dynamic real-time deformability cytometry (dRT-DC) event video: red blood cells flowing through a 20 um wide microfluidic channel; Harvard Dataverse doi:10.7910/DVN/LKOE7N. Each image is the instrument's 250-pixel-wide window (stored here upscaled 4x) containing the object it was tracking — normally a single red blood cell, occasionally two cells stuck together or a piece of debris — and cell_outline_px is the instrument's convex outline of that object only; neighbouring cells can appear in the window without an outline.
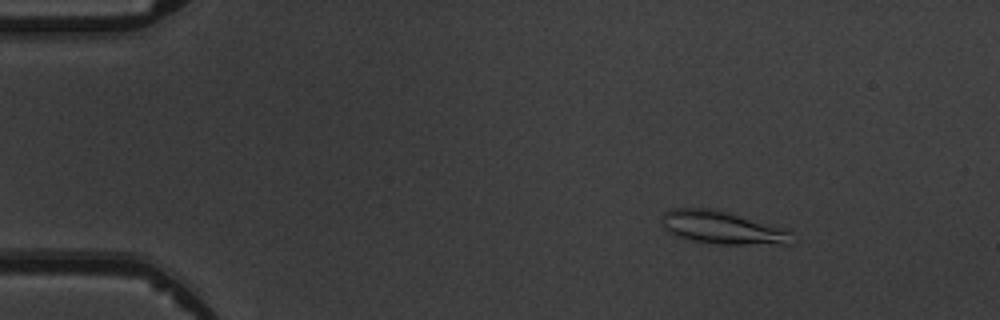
{"species": "common noctule bat (a hibernating species)", "species_latin": "Nyctalus noctula", "temperature_condition": "warm", "stored_images_in_passage": 6, "camera_frame_rate_fps": 3000, "um_per_image_px": 0.085, "animal": {"sex": "male", "body_mass_g": 19.5, "forearm_length_mm": 54.6}, "frame": {"image": 1, "passage_image": 3, "time_ms": 2.0, "image_size_px": [1000, 320], "cell_outline_px": [[792, 232], [788, 244], [716, 244], [692, 240], [672, 236], [664, 228], [660, 216], [664, 212], [672, 208], [708, 208], [724, 212], [784, 228]], "centroid_in_image_um": [61.29, 19.35], "position_along_channel_um": 23.7, "area_um2": 24.62}}